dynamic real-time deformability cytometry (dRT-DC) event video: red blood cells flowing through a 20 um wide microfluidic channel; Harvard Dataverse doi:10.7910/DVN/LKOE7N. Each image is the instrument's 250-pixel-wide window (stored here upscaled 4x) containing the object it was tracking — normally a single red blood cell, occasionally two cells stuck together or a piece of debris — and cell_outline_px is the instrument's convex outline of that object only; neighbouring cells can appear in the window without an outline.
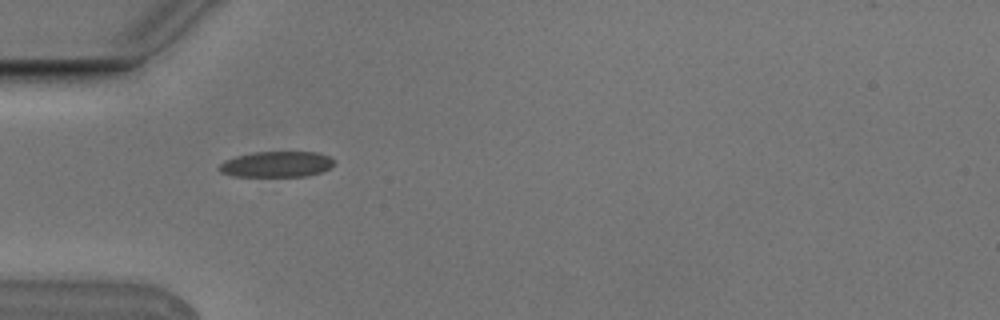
{"species": "Egyptian fruit bat (a non-hibernating species)", "species_latin": "Rousettus aegyptiacus", "temperature_condition": "cold", "stored_images_in_passage": 5, "camera_frame_rate_fps": 3000, "um_per_image_px": 0.085, "animal": {"sex": "male"}, "frame": {"image": 1, "passage_image": 1, "time_ms": 0.0, "image_size_px": [1000, 320], "cell_outline_px": [[336, 164], [320, 172], [308, 176], [232, 176], [220, 172], [216, 168], [224, 160], [236, 156], [256, 152], [316, 152], [328, 156], [336, 160]], "centroid_in_image_um": [23.5, 13.96], "position_along_channel_um": 61.5, "area_um2": 17.34}}
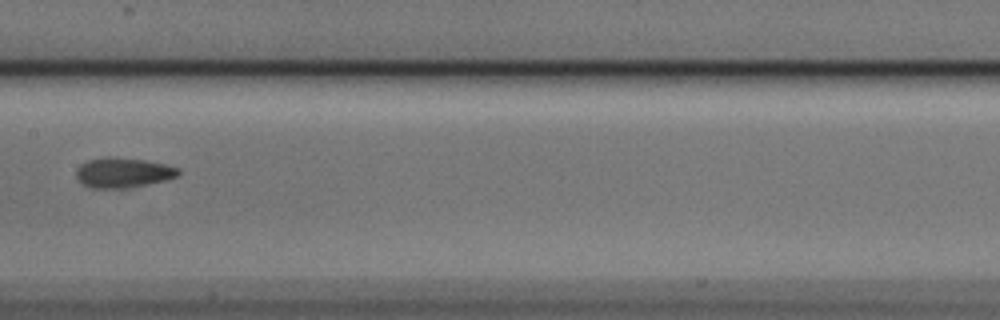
{"frame": {"image": 2, "passage_image": 4, "time_ms": 1.0, "image_size_px": [1000, 320], "cell_outline_px": [[180, 172], [176, 176], [164, 180], [132, 188], [88, 188], [76, 176], [76, 168], [80, 164], [88, 160], [104, 156], [144, 160], [164, 164], [180, 168]], "centroid_in_image_um": [10.43, 14.68], "position_along_channel_um": 197.0, "area_um2": 17.86}}
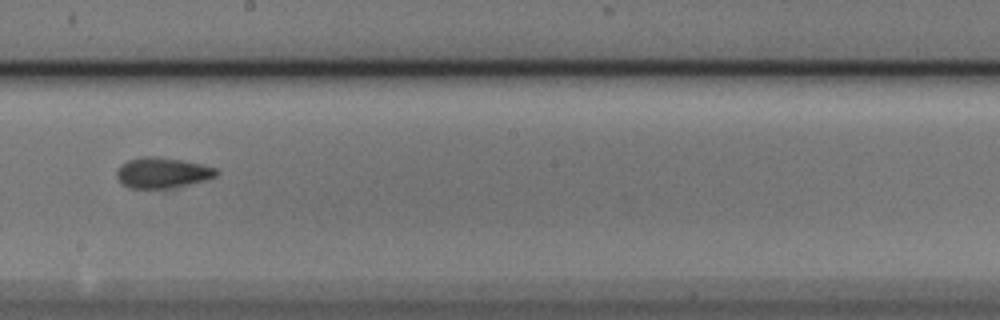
{"frame": {"image": 3, "passage_image": 5, "time_ms": 1.333, "image_size_px": [1000, 320], "cell_outline_px": [[220, 172], [216, 176], [208, 180], [164, 192], [128, 188], [116, 176], [116, 172], [128, 160], [144, 156], [148, 156], [180, 160], [200, 164], [216, 168]], "centroid_in_image_um": [13.85, 14.77], "position_along_channel_um": 234.4, "area_um2": 18.44}}